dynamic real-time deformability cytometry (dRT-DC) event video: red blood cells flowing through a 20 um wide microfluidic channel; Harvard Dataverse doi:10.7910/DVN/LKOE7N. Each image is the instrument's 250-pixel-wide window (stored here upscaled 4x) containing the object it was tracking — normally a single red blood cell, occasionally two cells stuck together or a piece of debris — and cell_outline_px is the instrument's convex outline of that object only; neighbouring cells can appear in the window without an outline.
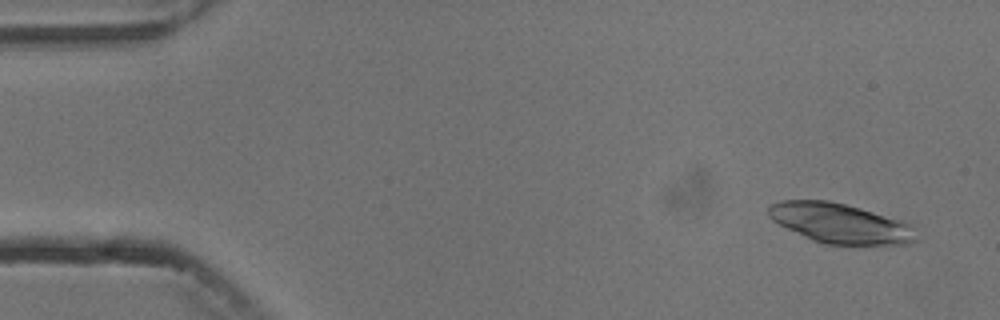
{"species": "common noctule bat (a hibernating species)", "species_latin": "Nyctalus noctula", "temperature_condition": "cold", "stored_images_in_passage": 5, "camera_frame_rate_fps": 3000, "um_per_image_px": 0.085, "animal": {"sex": "male", "body_mass_g": 13.3}, "frame": {"image": 1, "passage_image": 1, "time_ms": 0.0, "image_size_px": [1000, 320], "cell_outline_px": [[916, 240], [908, 244], [860, 248], [824, 244], [812, 240], [772, 220], [768, 216], [768, 208], [772, 204], [780, 200], [828, 200], [860, 208], [904, 220], [912, 224]], "centroid_in_image_um": [71.5, 19.03], "position_along_channel_um": 13.5, "area_um2": 35.32}}